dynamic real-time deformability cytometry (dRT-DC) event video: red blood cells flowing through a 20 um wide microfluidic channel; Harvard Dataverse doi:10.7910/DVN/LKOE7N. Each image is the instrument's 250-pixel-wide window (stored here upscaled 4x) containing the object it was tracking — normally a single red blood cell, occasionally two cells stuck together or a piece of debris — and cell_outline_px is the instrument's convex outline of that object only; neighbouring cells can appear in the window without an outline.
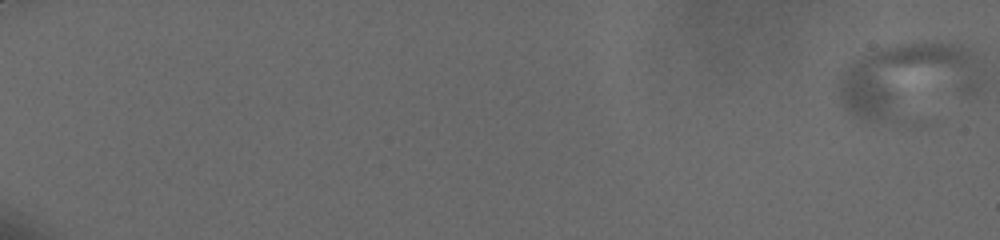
{"species": "human", "species_latin": "Homo sapiens", "temperature_condition": "cold", "stored_images_in_passage": 28, "camera_frame_rate_fps": 3000, "um_per_image_px": 0.085, "donor": {"sex": "male"}, "frame": {"image": 1, "passage_image": 1, "time_ms": 0.0, "image_size_px": [1000, 240], "cell_outline_px": [[984, 80], [980, 92], [976, 96], [904, 124], [876, 128], [848, 112], [840, 104], [836, 88], [836, 76], [852, 60], [868, 52], [880, 48], [900, 44], [924, 40], [964, 44], [984, 56]], "centroid_in_image_um": [77.29, 6.92], "position_along_channel_um": 7.7, "area_um2": 69.24}}
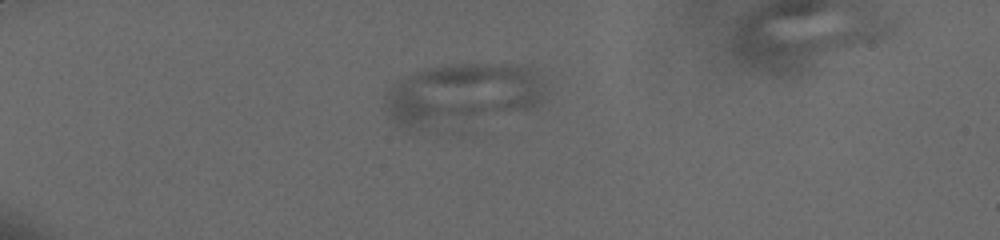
{"frame": {"image": 2, "passage_image": 27, "time_ms": 6.333, "image_size_px": [1000, 240], "cell_outline_px": [[540, 100], [536, 108], [408, 132], [396, 124], [388, 116], [384, 100], [384, 96], [392, 84], [404, 76], [424, 68], [448, 64], [520, 64], [532, 68], [536, 72], [540, 84]], "centroid_in_image_um": [39.16, 8.01], "position_along_channel_um": 45.8, "area_um2": 57.86}}